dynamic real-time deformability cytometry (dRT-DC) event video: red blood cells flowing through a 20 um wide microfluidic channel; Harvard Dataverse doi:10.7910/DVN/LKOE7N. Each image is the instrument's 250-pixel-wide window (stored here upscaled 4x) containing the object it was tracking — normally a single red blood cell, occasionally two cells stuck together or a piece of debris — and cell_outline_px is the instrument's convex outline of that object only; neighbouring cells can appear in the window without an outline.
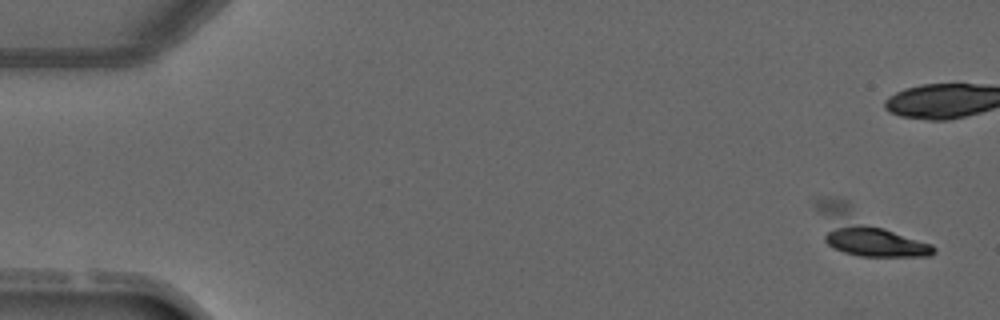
{"species": "common noctule bat (a hibernating species)", "species_latin": "Nyctalus noctula", "temperature_condition": "warm", "stored_images_in_passage": 4, "camera_frame_rate_fps": 3000, "um_per_image_px": 0.085, "animal": {"sex": "male", "forearm_length_mm": 52.5}, "frame": {"image": 1, "passage_image": 1, "time_ms": 0.0, "image_size_px": [1000, 320], "cell_outline_px": [[936, 252], [932, 256], [860, 256], [844, 252], [828, 244], [824, 240], [816, 212], [816, 200], [848, 200], [932, 244], [936, 248]], "centroid_in_image_um": [73.65, 19.73], "position_along_channel_um": 11.4, "area_um2": 30.52}}